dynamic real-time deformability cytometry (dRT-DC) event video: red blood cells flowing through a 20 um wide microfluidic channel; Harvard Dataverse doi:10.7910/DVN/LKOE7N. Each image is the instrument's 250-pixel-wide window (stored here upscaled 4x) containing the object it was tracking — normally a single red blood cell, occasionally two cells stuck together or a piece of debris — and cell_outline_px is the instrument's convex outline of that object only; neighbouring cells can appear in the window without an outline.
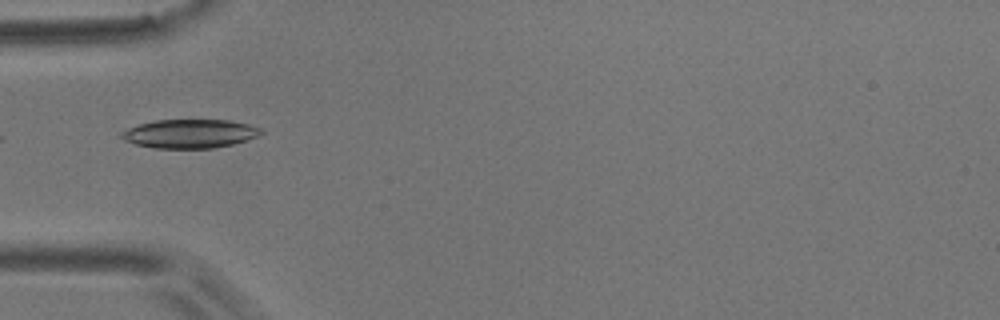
{"species": "common noctule bat (a hibernating species)", "species_latin": "Nyctalus noctula", "temperature_condition": "room temperature", "stored_images_in_passage": 7, "camera_frame_rate_fps": 3000, "um_per_image_px": 0.085, "animal": {"sex": "male", "body_mass_g": 17.9}, "frame": {"image": 1, "passage_image": 6, "time_ms": 5.667, "image_size_px": [1000, 320], "cell_outline_px": [[264, 132], [260, 136], [248, 140], [232, 144], [212, 148], [156, 148], [136, 144], [124, 140], [120, 136], [120, 132], [128, 128], [140, 124], [156, 120], [232, 120], [248, 124], [260, 128]], "centroid_in_image_um": [16.16, 11.36], "position_along_channel_um": 68.8, "area_um2": 23.41}}
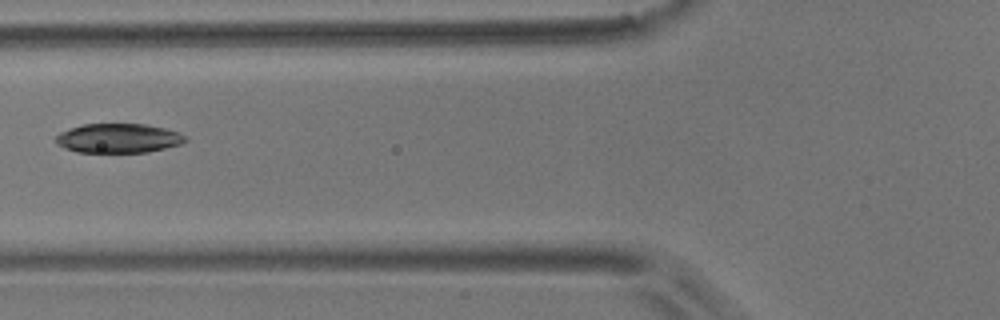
{"frame": {"image": 2, "passage_image": 7, "time_ms": 7.0, "image_size_px": [1000, 320], "cell_outline_px": [[188, 140], [180, 144], [148, 152], [76, 152], [64, 148], [56, 144], [56, 136], [60, 132], [84, 124], [144, 124], [164, 128], [188, 136]], "centroid_in_image_um": [10.06, 11.75], "position_along_channel_um": 115.7, "area_um2": 22.02}}